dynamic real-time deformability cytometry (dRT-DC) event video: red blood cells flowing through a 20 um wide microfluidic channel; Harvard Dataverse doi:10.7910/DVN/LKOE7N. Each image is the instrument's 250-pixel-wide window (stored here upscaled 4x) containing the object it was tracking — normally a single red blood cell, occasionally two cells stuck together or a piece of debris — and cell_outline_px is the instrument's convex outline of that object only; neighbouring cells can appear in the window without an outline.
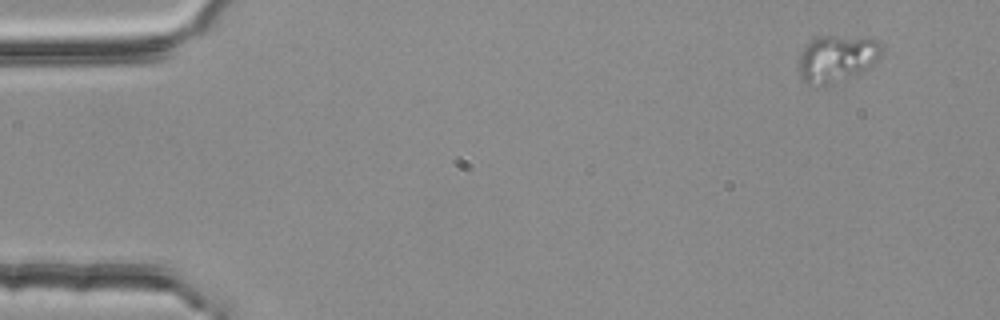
{"species": "common noctule bat (a hibernating species)", "species_latin": "Nyctalus noctula", "temperature_condition": "room temperature", "stored_images_in_passage": 3, "segment_of_instrument_passage": [1, 2], "camera_frame_rate_fps": 3000, "um_per_image_px": 0.085, "animal": {"sex": "female", "body_mass_g": 25.1}, "frame": {"image": 1, "passage_image": 1, "time_ms": 0.0, "image_size_px": [1000, 320], "cell_outline_px": [[884, 56], [844, 80], [832, 84], [808, 84], [800, 76], [800, 56], [804, 48], [812, 40], [824, 36], [832, 36], [880, 40]], "centroid_in_image_um": [71.16, 4.97], "position_along_channel_um": 13.8, "area_um2": 21.96}}